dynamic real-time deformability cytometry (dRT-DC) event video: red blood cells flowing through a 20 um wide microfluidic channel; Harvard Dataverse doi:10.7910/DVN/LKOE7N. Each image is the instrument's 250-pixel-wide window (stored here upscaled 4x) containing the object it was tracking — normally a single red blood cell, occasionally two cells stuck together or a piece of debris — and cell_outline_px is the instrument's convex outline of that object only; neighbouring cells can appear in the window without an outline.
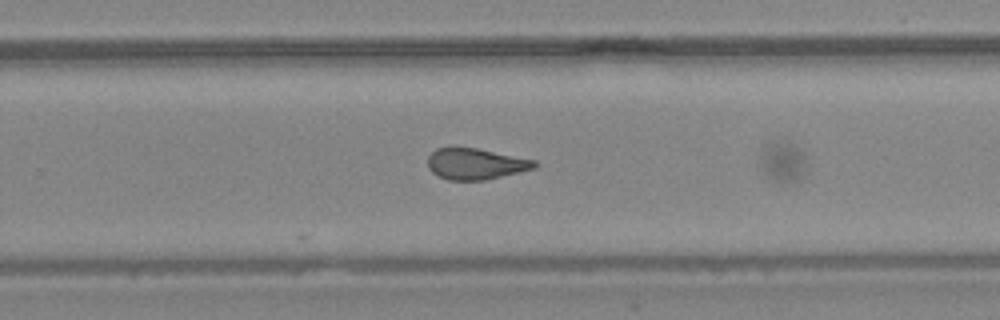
{"species": "common noctule bat (a hibernating species)", "species_latin": "Nyctalus noctula", "temperature_condition": "warm", "stored_images_in_passage": 30, "segment_of_instrument_passage": [2, 2], "camera_frame_rate_fps": 3000, "um_per_image_px": 0.085, "animal": {"sex": "female", "body_mass_g": 24.6, "forearm_length_mm": 56.2}, "frame": {"image": 1, "passage_image": 30, "time_ms": 9.667, "image_size_px": [1000, 320], "cell_outline_px": [[804, 176], [792, 184], [772, 180], [764, 176], [760, 160], [764, 148], [768, 144], [792, 144], [804, 156]], "centroid_in_image_um": [66.52, 13.87], "position_along_channel_um": 263.3, "area_um2": 10.4}}